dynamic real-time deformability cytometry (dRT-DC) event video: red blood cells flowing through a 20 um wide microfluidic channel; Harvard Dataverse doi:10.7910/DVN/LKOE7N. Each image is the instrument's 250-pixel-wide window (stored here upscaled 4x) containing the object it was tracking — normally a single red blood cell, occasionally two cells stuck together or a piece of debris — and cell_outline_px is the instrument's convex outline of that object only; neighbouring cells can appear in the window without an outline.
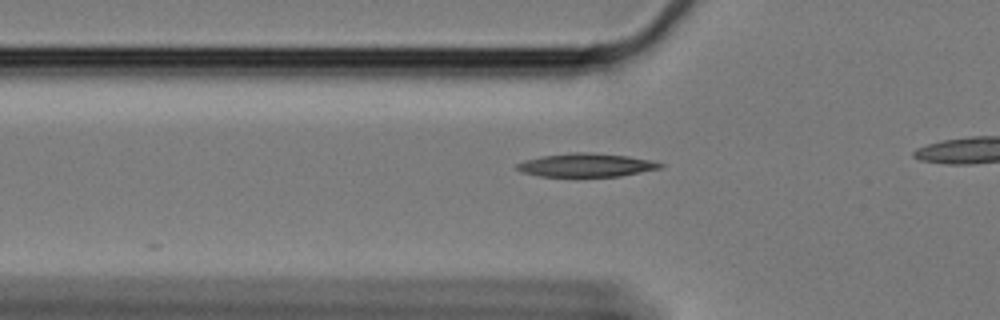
{"species": "Egyptian fruit bat (a non-hibernating species)", "species_latin": "Rousettus aegyptiacus", "temperature_condition": "cold", "stored_images_in_passage": 12, "camera_frame_rate_fps": 3000, "um_per_image_px": 0.085, "animal": {"sex": "female"}, "frame": {"image": 1, "passage_image": 4, "time_ms": 1.0, "image_size_px": [1000, 320], "cell_outline_px": [[664, 164], [660, 168], [620, 176], [576, 180], [540, 176], [524, 172], [516, 168], [516, 164], [524, 160], [540, 156], [568, 152], [592, 152], [628, 156], [652, 160]], "centroid_in_image_um": [49.78, 14.07], "position_along_channel_um": 76.0, "area_um2": 20.69}}
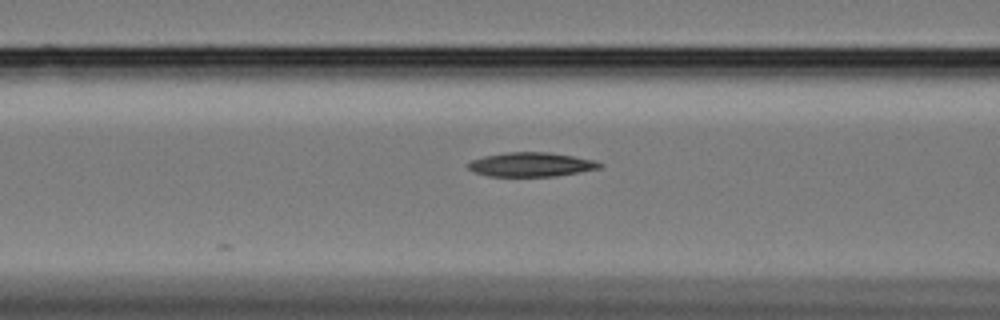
{"frame": {"image": 2, "passage_image": 8, "time_ms": 2.333, "image_size_px": [1000, 320], "cell_outline_px": [[604, 164], [600, 168], [580, 172], [556, 176], [488, 176], [476, 172], [468, 168], [468, 164], [472, 160], [484, 156], [508, 152], [548, 152], [572, 156], [592, 160]], "centroid_in_image_um": [45.16, 13.98], "position_along_channel_um": 121.4, "area_um2": 18.32}}
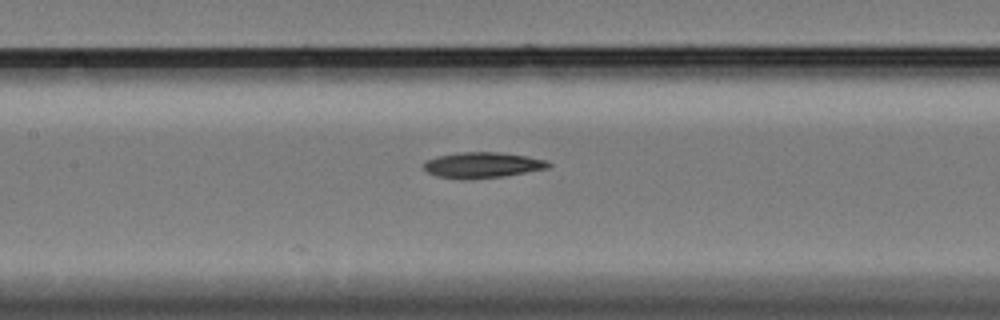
{"frame": {"image": 3, "passage_image": 12, "time_ms": 3.667, "image_size_px": [1000, 320], "cell_outline_px": [[552, 164], [548, 168], [504, 176], [472, 180], [464, 180], [436, 176], [428, 172], [424, 168], [424, 160], [436, 156], [460, 152], [500, 152], [528, 156], [548, 160]], "centroid_in_image_um": [41.0, 14.03], "position_along_channel_um": 166.4, "area_um2": 19.02}}